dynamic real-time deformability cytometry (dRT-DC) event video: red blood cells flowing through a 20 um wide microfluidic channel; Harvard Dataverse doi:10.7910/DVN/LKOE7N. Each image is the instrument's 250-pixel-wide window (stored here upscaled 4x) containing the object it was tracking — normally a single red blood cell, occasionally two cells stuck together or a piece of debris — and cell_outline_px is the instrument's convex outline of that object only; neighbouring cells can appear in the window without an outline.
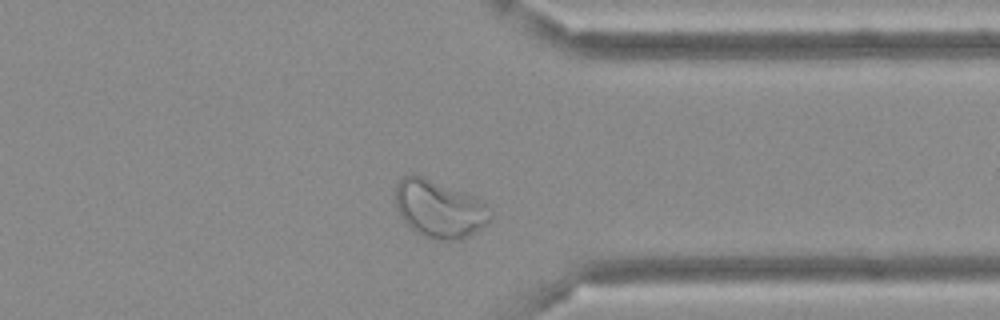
{"species": "Egyptian fruit bat (a non-hibernating species)", "species_latin": "Rousettus aegyptiacus", "temperature_condition": "cold", "stored_images_in_passage": 43, "camera_frame_rate_fps": 3000, "um_per_image_px": 0.085, "frame": {"image": 1, "passage_image": 32, "time_ms": 10.333, "image_size_px": [1000, 320], "cell_outline_px": [[492, 216], [480, 228], [456, 240], [440, 240], [424, 236], [416, 232], [400, 216], [396, 208], [396, 184], [404, 176], [420, 176], [484, 200], [492, 212]], "centroid_in_image_um": [37.34, 17.76], "position_along_channel_um": 374.1, "area_um2": 31.04}}
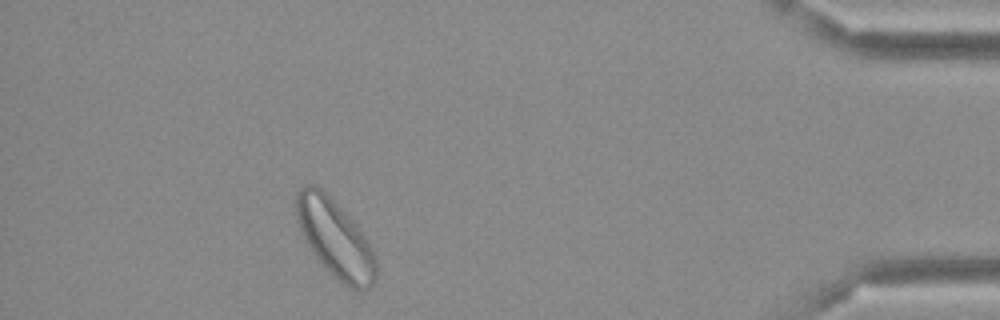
{"frame": {"image": 2, "passage_image": 38, "time_ms": 12.333, "image_size_px": [1000, 320], "cell_outline_px": [[376, 280], [364, 292], [360, 292], [344, 284], [332, 276], [312, 252], [304, 240], [296, 220], [296, 192], [304, 184], [316, 184], [356, 224], [364, 236], [376, 256]], "centroid_in_image_um": [28.47, 20.3], "position_along_channel_um": 406.7, "area_um2": 36.07}}